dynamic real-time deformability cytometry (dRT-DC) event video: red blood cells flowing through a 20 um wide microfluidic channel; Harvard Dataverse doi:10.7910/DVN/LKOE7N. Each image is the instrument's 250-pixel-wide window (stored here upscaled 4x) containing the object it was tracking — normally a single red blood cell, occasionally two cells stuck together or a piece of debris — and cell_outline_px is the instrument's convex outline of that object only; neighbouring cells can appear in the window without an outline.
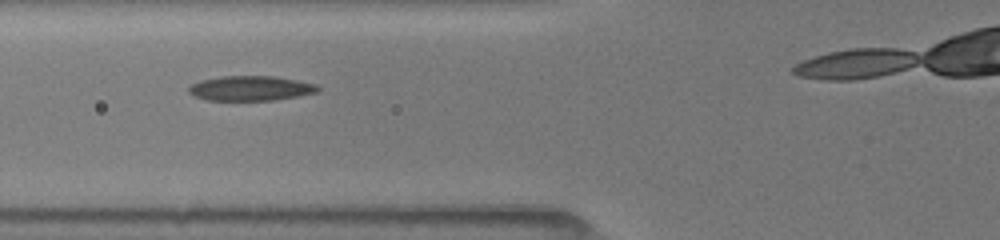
{"species": "common noctule bat (a hibernating species)", "species_latin": "Nyctalus noctula", "temperature_condition": "room temperature", "stored_images_in_passage": 8, "segment_of_instrument_passage": [1, 2], "camera_frame_rate_fps": 3000, "um_per_image_px": 0.085, "animal": {"sex": "female", "body_mass_g": 19.5, "forearm_length_mm": 54.1}, "frame": {"image": 1, "passage_image": 4, "time_ms": 3.0, "image_size_px": [1000, 240], "cell_outline_px": [[320, 92], [300, 96], [276, 100], [208, 100], [196, 96], [188, 92], [188, 88], [192, 84], [200, 80], [220, 76], [276, 76], [316, 84], [320, 88]], "centroid_in_image_um": [21.35, 7.5], "position_along_channel_um": 104.5, "area_um2": 18.79}}
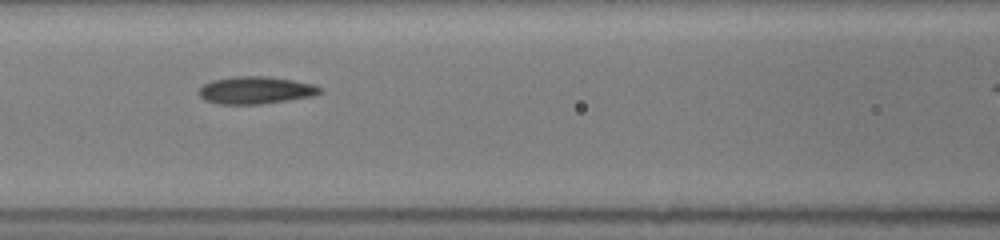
{"frame": {"image": 2, "passage_image": 5, "time_ms": 4.0, "image_size_px": [1000, 240], "cell_outline_px": [[324, 92], [312, 96], [288, 100], [260, 104], [220, 104], [204, 100], [196, 92], [204, 84], [212, 80], [236, 76], [268, 76], [316, 84], [324, 88]], "centroid_in_image_um": [21.76, 7.66], "position_along_channel_um": 144.8, "area_um2": 19.54}}
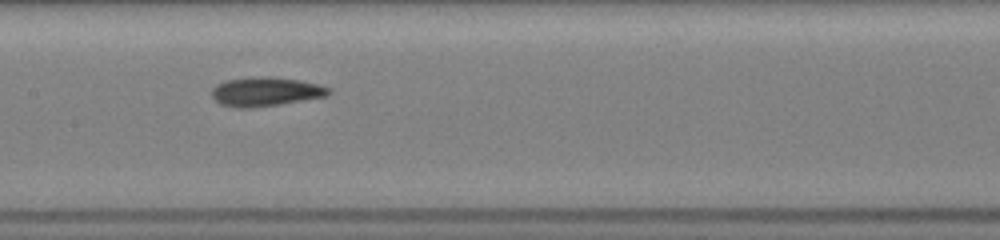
{"frame": {"image": 3, "passage_image": 6, "time_ms": 5.0, "image_size_px": [1000, 240], "cell_outline_px": [[332, 92], [328, 96], [276, 104], [220, 104], [212, 96], [212, 88], [216, 84], [224, 80], [252, 76], [268, 76], [300, 80], [320, 84], [332, 88]], "centroid_in_image_um": [22.67, 7.7], "position_along_channel_um": 184.7, "area_um2": 19.02}}